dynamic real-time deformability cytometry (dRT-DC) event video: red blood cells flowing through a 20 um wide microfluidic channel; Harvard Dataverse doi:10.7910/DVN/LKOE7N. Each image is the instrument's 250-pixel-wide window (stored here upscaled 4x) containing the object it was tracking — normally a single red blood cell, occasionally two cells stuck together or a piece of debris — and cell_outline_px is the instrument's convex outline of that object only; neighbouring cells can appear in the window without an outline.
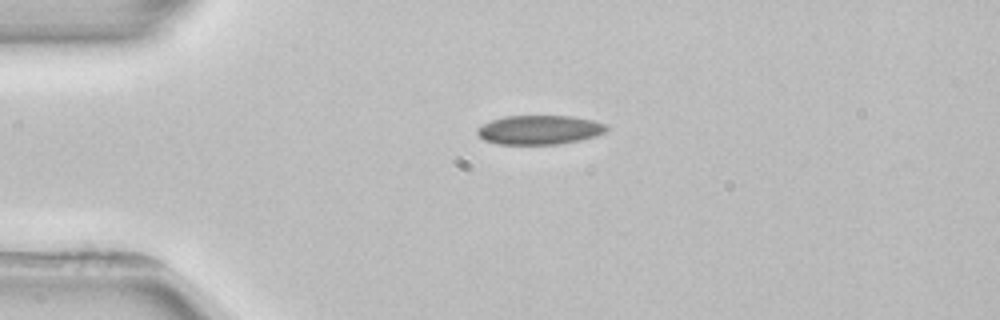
{"species": "common noctule bat (a hibernating species)", "species_latin": "Nyctalus noctula", "temperature_condition": "room temperature", "stored_images_in_passage": 3, "camera_frame_rate_fps": 3000, "um_per_image_px": 0.085, "animal": {"sex": "female", "body_mass_g": 22.7, "forearm_length_mm": 54.2}, "frame": {"image": 1, "passage_image": 1, "time_ms": 0.0, "image_size_px": [1000, 320], "cell_outline_px": [[608, 128], [604, 132], [596, 136], [580, 140], [556, 144], [496, 144], [484, 140], [476, 132], [476, 128], [492, 120], [504, 116], [572, 116], [596, 120], [608, 124]], "centroid_in_image_um": [45.88, 11.03], "position_along_channel_um": 39.1, "area_um2": 22.08}}